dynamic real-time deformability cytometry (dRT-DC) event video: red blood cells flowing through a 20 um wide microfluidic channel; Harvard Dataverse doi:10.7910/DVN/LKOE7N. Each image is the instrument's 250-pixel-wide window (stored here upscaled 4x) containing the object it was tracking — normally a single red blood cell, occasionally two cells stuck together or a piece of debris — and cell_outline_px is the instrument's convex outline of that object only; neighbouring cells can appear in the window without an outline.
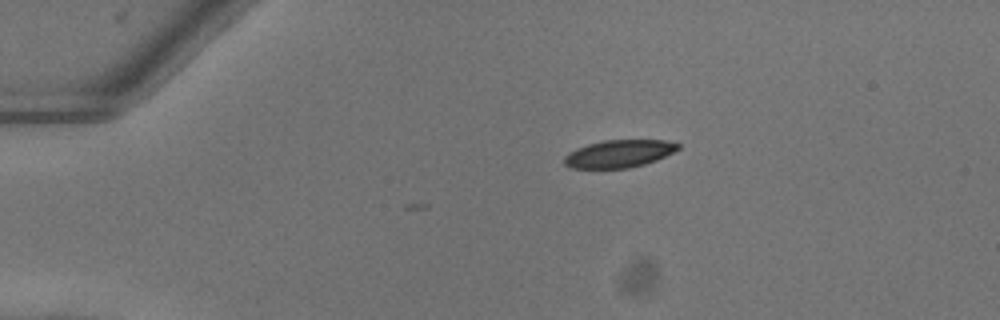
{"species": "common noctule bat (a hibernating species)", "species_latin": "Nyctalus noctula", "temperature_condition": "warm", "stored_images_in_passage": 2, "camera_frame_rate_fps": 3000, "um_per_image_px": 0.085, "animal": {"sex": "female"}, "frame": {"image": 1, "passage_image": 2, "time_ms": 0.333, "image_size_px": [1000, 320], "cell_outline_px": [[680, 148], [656, 160], [644, 164], [628, 168], [568, 168], [564, 164], [564, 156], [568, 152], [576, 148], [588, 144], [604, 140], [664, 140], [680, 144]], "centroid_in_image_um": [52.57, 13.06], "position_along_channel_um": 32.4, "area_um2": 18.26}}